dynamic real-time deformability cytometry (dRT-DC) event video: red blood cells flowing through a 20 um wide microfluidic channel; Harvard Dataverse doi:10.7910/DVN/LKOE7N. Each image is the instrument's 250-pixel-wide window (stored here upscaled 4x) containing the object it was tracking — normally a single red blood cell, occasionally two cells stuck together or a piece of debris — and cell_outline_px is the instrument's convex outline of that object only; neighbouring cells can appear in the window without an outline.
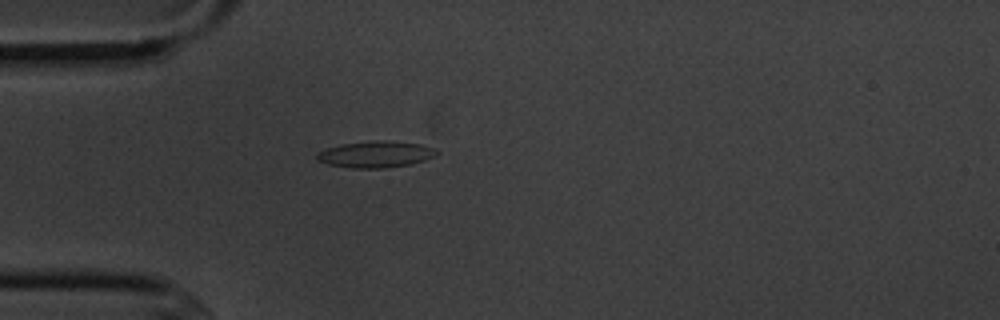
{"species": "common noctule bat (a hibernating species)", "species_latin": "Nyctalus noctula", "temperature_condition": "cold", "stored_images_in_passage": 4, "camera_frame_rate_fps": 3000, "um_per_image_px": 0.085, "animal": {"sex": "male", "body_mass_g": 20.1, "forearm_length_mm": 53.5}, "frame": {"image": 1, "passage_image": 4, "time_ms": 4.333, "image_size_px": [1000, 320], "cell_outline_px": [[440, 152], [436, 156], [412, 164], [384, 168], [352, 168], [328, 164], [316, 160], [316, 152], [340, 144], [372, 140], [384, 140], [420, 144], [436, 148]], "centroid_in_image_um": [31.95, 13.11], "position_along_channel_um": 53.1, "area_um2": 18.67}}